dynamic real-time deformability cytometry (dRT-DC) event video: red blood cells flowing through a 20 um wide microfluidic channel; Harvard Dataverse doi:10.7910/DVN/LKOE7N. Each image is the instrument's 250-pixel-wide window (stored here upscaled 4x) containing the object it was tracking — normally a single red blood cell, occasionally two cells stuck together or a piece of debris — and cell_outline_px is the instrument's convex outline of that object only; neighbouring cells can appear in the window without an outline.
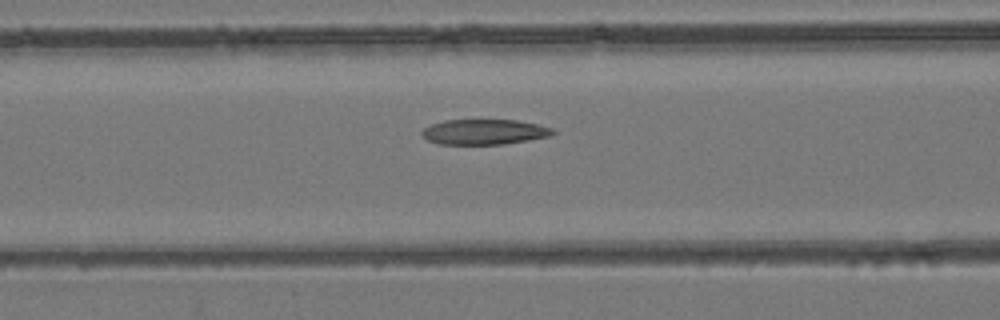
{"species": "common noctule bat (a hibernating species)", "species_latin": "Nyctalus noctula", "temperature_condition": "room temperature", "stored_images_in_passage": 26, "camera_frame_rate_fps": 3000, "um_per_image_px": 0.085, "animal": {"sex": "female", "body_mass_g": 24.6, "forearm_length_mm": 56.2}, "frame": {"image": 1, "passage_image": 8, "time_ms": 2.333, "image_size_px": [1000, 320], "cell_outline_px": [[556, 132], [552, 136], [504, 144], [440, 144], [428, 140], [420, 132], [424, 128], [432, 124], [444, 120], [516, 120], [536, 124], [552, 128]], "centroid_in_image_um": [41.18, 11.21], "position_along_channel_um": 125.4, "area_um2": 19.19}}
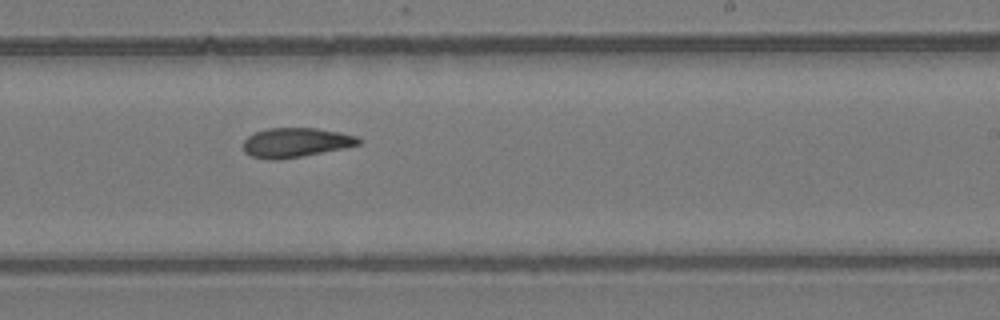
{"frame": {"image": 2, "passage_image": 18, "time_ms": 5.667, "image_size_px": [1000, 320], "cell_outline_px": [[360, 144], [344, 148], [280, 160], [272, 160], [252, 156], [244, 152], [244, 140], [248, 136], [256, 132], [268, 128], [316, 128], [340, 132], [356, 136], [360, 140]], "centroid_in_image_um": [25.13, 12.11], "position_along_channel_um": 263.9, "area_um2": 19.65}}
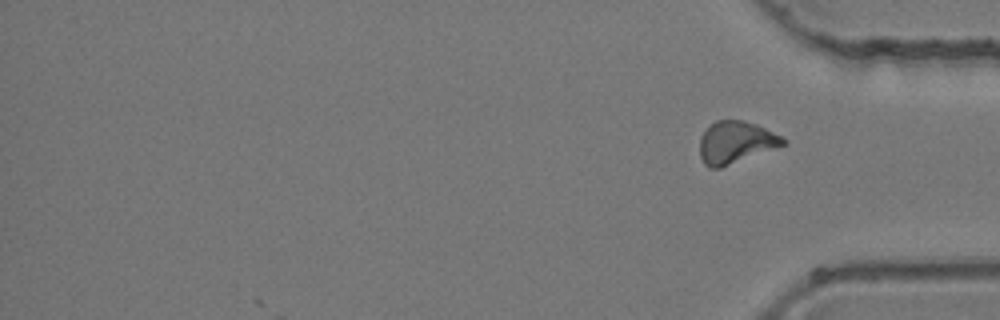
{"frame": {"image": 3, "passage_image": 26, "time_ms": 8.333, "image_size_px": [1000, 320], "cell_outline_px": [[788, 144], [720, 168], [708, 168], [704, 164], [700, 156], [700, 136], [716, 120], [744, 120], [756, 124], [788, 140]], "centroid_in_image_um": [62.55, 12.11], "position_along_channel_um": 372.7, "area_um2": 20.46}}